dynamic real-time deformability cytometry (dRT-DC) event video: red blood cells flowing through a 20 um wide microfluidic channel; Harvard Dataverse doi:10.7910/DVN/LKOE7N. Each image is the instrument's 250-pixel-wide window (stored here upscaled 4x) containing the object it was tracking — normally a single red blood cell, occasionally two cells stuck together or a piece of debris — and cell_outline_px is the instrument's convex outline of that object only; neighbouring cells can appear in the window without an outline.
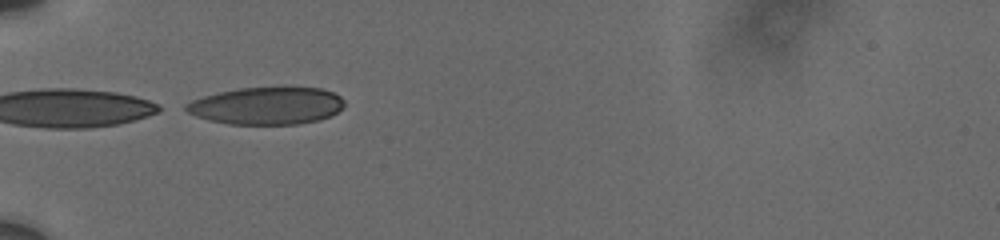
{"species": "human", "species_latin": "Homo sapiens", "temperature_condition": "cold", "stored_images_in_passage": 3, "camera_frame_rate_fps": 3000, "um_per_image_px": 0.085, "donor": {"sex": "male"}, "frame": {"image": 1, "passage_image": 2, "time_ms": 1.0, "image_size_px": [1000, 240], "cell_outline_px": [[344, 104], [336, 112], [320, 120], [300, 124], [228, 124], [208, 120], [196, 116], [188, 112], [184, 108], [184, 104], [192, 100], [204, 96], [220, 92], [240, 88], [320, 88], [332, 92], [340, 96], [344, 100]], "centroid_in_image_um": [22.65, 9.0], "position_along_channel_um": 62.4, "area_um2": 34.22}}
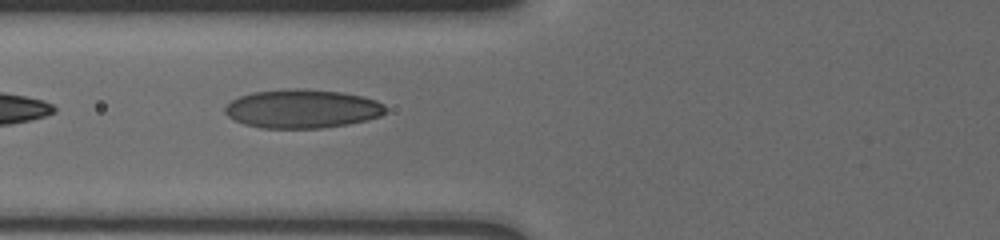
{"frame": {"image": 2, "passage_image": 3, "time_ms": 2.333, "image_size_px": [1000, 240], "cell_outline_px": [[388, 108], [380, 116], [348, 124], [320, 128], [260, 128], [244, 124], [228, 116], [224, 112], [224, 108], [232, 100], [240, 96], [252, 92], [288, 88], [296, 88], [340, 92], [360, 96], [376, 100], [384, 104]], "centroid_in_image_um": [25.67, 9.24], "position_along_channel_um": 100.1, "area_um2": 36.13}}